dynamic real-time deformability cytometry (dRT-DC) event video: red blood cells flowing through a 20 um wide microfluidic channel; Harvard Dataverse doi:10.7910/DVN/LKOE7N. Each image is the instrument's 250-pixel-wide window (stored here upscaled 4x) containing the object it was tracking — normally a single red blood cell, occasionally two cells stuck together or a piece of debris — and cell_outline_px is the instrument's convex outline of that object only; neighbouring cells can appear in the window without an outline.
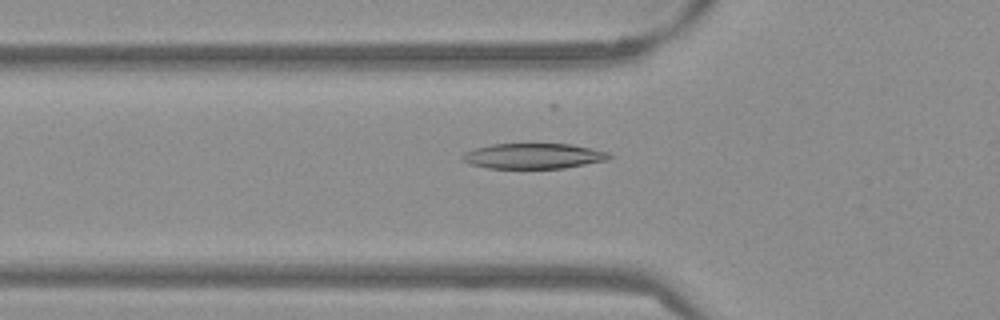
{"species": "Egyptian fruit bat (a non-hibernating species)", "species_latin": "Rousettus aegyptiacus", "temperature_condition": "warm", "stored_images_in_passage": 53, "camera_frame_rate_fps": 3000, "um_per_image_px": 0.085, "frame": {"image": 1, "passage_image": 18, "time_ms": 5.667, "image_size_px": [1000, 320], "cell_outline_px": [[612, 156], [608, 160], [564, 168], [488, 168], [468, 164], [460, 160], [460, 156], [464, 152], [476, 148], [492, 144], [572, 144], [592, 148], [608, 152]], "centroid_in_image_um": [45.31, 13.26], "position_along_channel_um": 80.5, "area_um2": 21.85}}
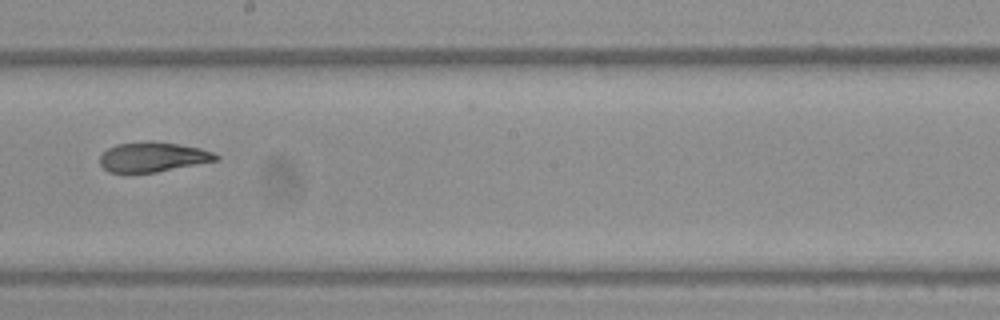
{"frame": {"image": 2, "passage_image": 30, "time_ms": 9.667, "image_size_px": [1000, 320], "cell_outline_px": [[220, 160], [156, 172], [108, 172], [100, 164], [100, 156], [108, 148], [116, 144], [152, 140], [200, 148], [212, 152], [220, 156]], "centroid_in_image_um": [13.01, 13.33], "position_along_channel_um": 235.2, "area_um2": 20.11}}
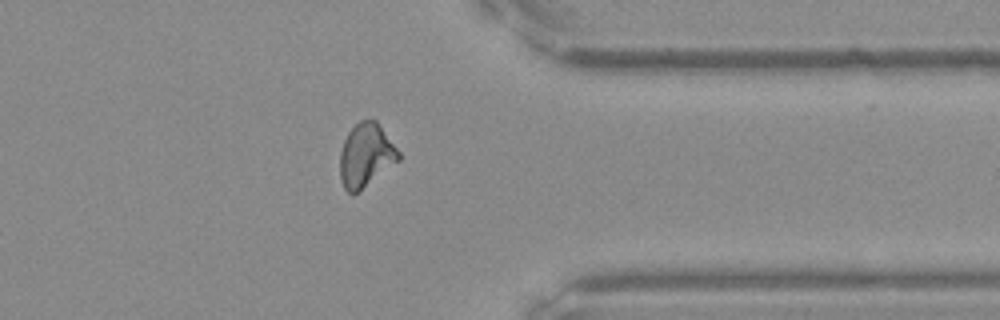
{"frame": {"image": 3, "passage_image": 42, "time_ms": 13.667, "image_size_px": [1000, 320], "cell_outline_px": [[400, 160], [356, 192], [348, 192], [344, 188], [340, 180], [340, 152], [344, 140], [348, 132], [360, 120], [376, 120], [400, 152]], "centroid_in_image_um": [31.09, 13.18], "position_along_channel_um": 380.3, "area_um2": 21.33}, "authors_computed_cell_mechanics": {"area_um2": 21.4438, "velocity_mm_per_s": 3.846, "shape_relaxation_time_tau1_ms": 5.6275, "shape_relaxation_time_tau2_ms": 2.6581, "deformation_change_tau1": 0.2172, "deformation_change_tau2": 0.1029}}